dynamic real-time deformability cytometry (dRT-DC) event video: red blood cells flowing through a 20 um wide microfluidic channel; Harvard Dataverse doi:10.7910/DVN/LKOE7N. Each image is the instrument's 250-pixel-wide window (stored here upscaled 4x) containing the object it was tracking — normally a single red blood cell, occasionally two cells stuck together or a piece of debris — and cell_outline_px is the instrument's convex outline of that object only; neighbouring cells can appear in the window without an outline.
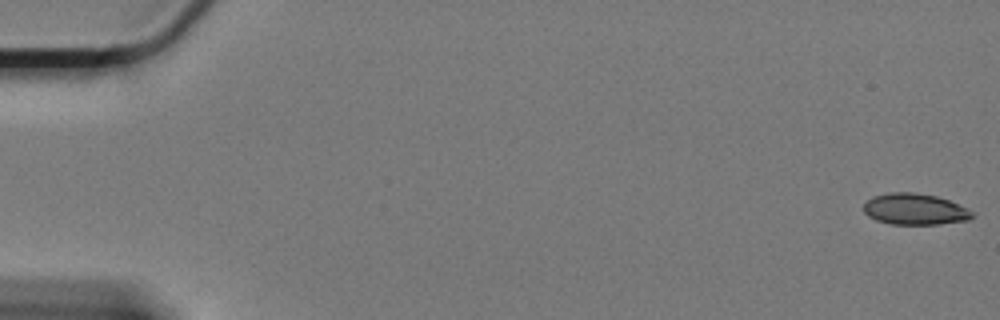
{"species": "Egyptian fruit bat (a non-hibernating species)", "species_latin": "Rousettus aegyptiacus", "temperature_condition": "cold", "stored_images_in_passage": 62, "segment_of_instrument_passage": [1, 2], "camera_frame_rate_fps": 3000, "um_per_image_px": 0.085, "animal": {"sex": "female"}, "frame": {"image": 1, "passage_image": 1, "time_ms": 0.0, "image_size_px": [1000, 320], "cell_outline_px": [[976, 216], [968, 220], [940, 224], [892, 224], [876, 220], [868, 216], [864, 212], [864, 204], [872, 196], [888, 192], [916, 192], [936, 196], [948, 200], [968, 208], [976, 212]], "centroid_in_image_um": [77.8, 17.78], "position_along_channel_um": 7.2, "area_um2": 20.0}}
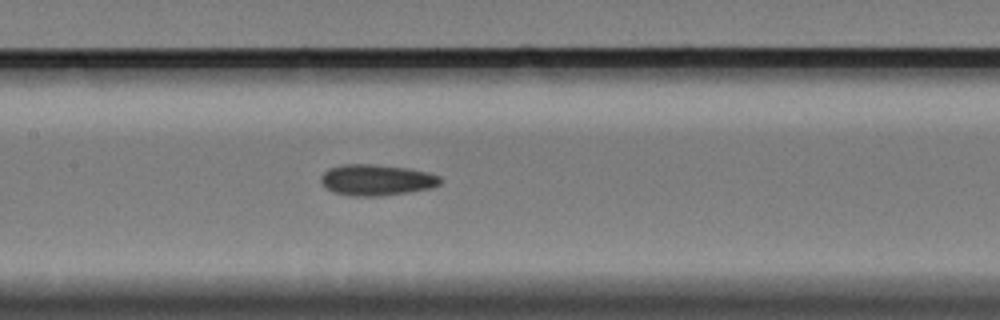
{"frame": {"image": 2, "passage_image": 30, "time_ms": 9.667, "image_size_px": [1000, 320], "cell_outline_px": [[440, 184], [432, 188], [408, 192], [380, 196], [356, 196], [332, 192], [320, 180], [320, 176], [328, 168], [344, 164], [372, 164], [408, 168], [428, 172], [440, 176]], "centroid_in_image_um": [32.01, 15.29], "position_along_channel_um": 175.4, "area_um2": 21.56}}
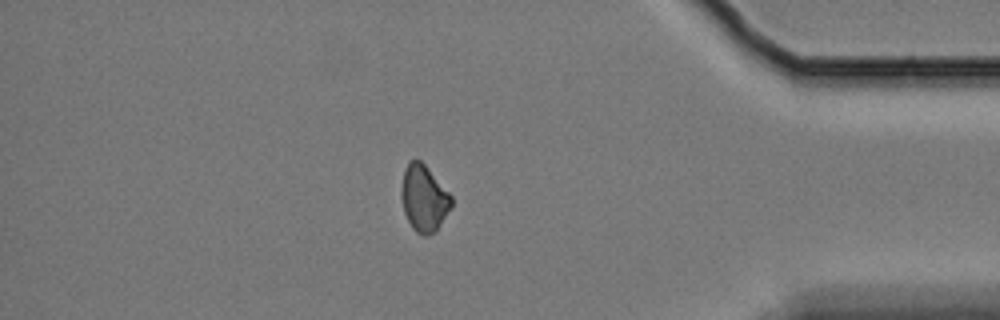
{"frame": {"image": 3, "passage_image": 53, "time_ms": 17.333, "image_size_px": [1000, 320], "cell_outline_px": [[452, 208], [436, 228], [428, 236], [424, 236], [416, 232], [412, 228], [404, 212], [400, 196], [400, 188], [404, 168], [412, 160], [420, 160], [424, 164], [452, 196]], "centroid_in_image_um": [36.01, 16.85], "position_along_channel_um": 399.2, "area_um2": 19.25}}